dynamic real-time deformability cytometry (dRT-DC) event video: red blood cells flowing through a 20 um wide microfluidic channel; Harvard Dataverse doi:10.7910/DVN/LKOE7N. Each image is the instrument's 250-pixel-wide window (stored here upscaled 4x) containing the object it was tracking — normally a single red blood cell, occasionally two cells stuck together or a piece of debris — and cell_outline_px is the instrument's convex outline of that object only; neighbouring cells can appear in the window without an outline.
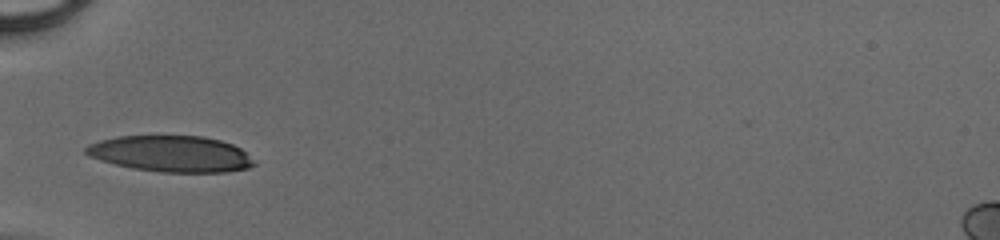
{"species": "human", "species_latin": "Homo sapiens", "temperature_condition": "cold", "stored_images_in_passage": 27, "camera_frame_rate_fps": 3000, "um_per_image_px": 0.085, "donor": {"sex": "male"}, "frame": {"image": 1, "passage_image": 1, "time_ms": 0.0, "image_size_px": [1000, 240], "cell_outline_px": [[256, 164], [248, 168], [224, 172], [160, 172], [132, 168], [100, 160], [84, 152], [84, 148], [88, 144], [100, 140], [116, 136], [204, 136], [220, 140], [232, 144], [240, 148]], "centroid_in_image_um": [14.52, 13.07], "position_along_channel_um": 70.5, "area_um2": 35.26}}
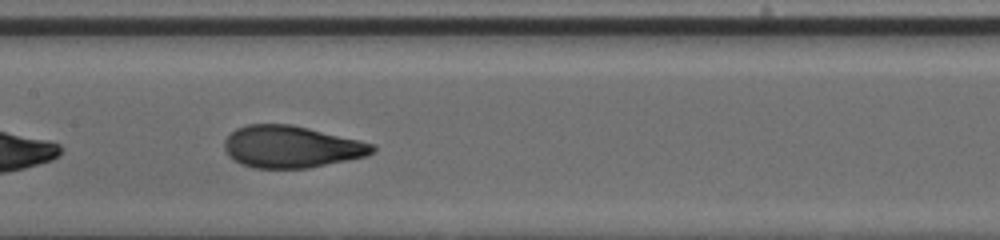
{"frame": {"image": 2, "passage_image": 9, "time_ms": 2.667, "image_size_px": [1000, 240], "cell_outline_px": [[376, 148], [372, 152], [364, 156], [308, 168], [256, 168], [244, 164], [228, 156], [224, 148], [224, 140], [236, 128], [248, 124], [292, 124], [360, 140], [376, 144]], "centroid_in_image_um": [24.75, 12.46], "position_along_channel_um": 182.6, "area_um2": 35.95}}
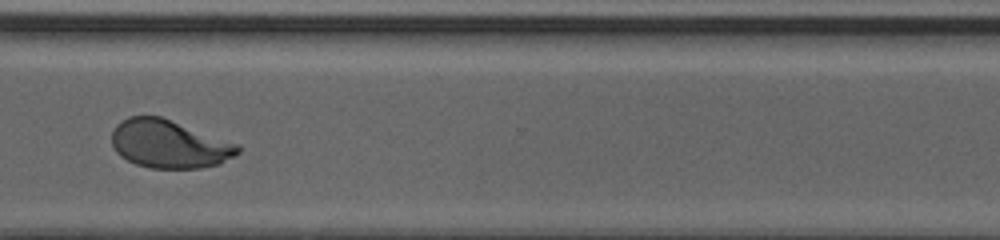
{"frame": {"image": 3, "passage_image": 21, "time_ms": 6.667, "image_size_px": [1000, 240], "cell_outline_px": [[240, 152], [220, 164], [200, 168], [152, 168], [136, 164], [120, 156], [116, 152], [112, 144], [112, 132], [116, 124], [120, 120], [128, 116], [160, 116], [240, 144]], "centroid_in_image_um": [14.38, 12.24], "position_along_channel_um": 356.2, "area_um2": 35.49}}